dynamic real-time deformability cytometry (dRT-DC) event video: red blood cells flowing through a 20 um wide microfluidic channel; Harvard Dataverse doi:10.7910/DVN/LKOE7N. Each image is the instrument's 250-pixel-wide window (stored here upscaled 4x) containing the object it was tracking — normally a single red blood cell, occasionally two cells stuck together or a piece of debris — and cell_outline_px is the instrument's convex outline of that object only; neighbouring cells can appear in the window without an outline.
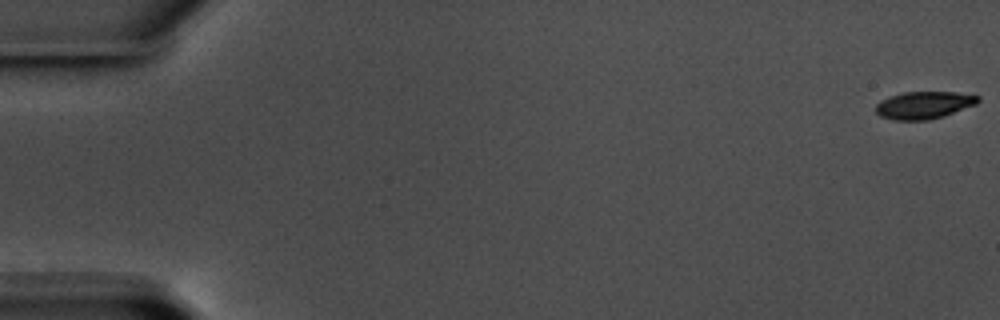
{"species": "common noctule bat (a hibernating species)", "species_latin": "Nyctalus noctula", "temperature_condition": "warm", "stored_images_in_passage": 59, "camera_frame_rate_fps": 3000, "um_per_image_px": 0.085, "animal": {"sex": "male", "body_mass_g": 17.5, "forearm_length_mm": 52.3}, "frame": {"image": 1, "passage_image": 1, "time_ms": 0.0, "image_size_px": [1000, 320], "cell_outline_px": [[980, 100], [976, 104], [944, 116], [928, 120], [892, 120], [880, 116], [876, 112], [876, 104], [880, 100], [888, 96], [904, 92], [956, 92], [980, 96]], "centroid_in_image_um": [78.51, 8.93], "position_along_channel_um": 6.5, "area_um2": 16.42}}
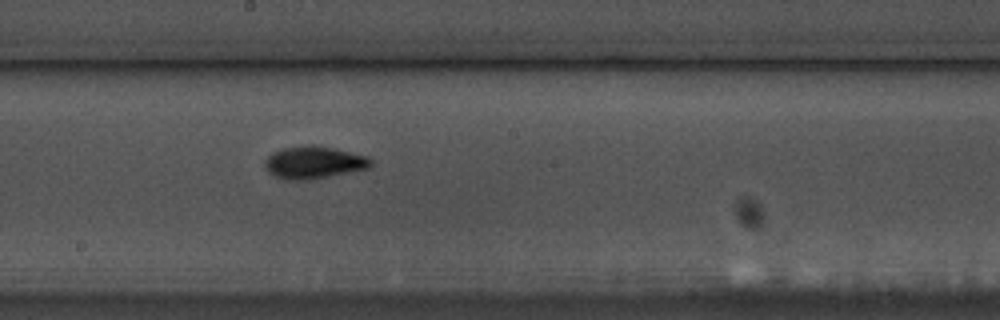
{"frame": {"image": 2, "passage_image": 33, "time_ms": 10.667, "image_size_px": [1000, 320], "cell_outline_px": [[372, 164], [368, 168], [308, 180], [284, 180], [268, 172], [264, 164], [264, 160], [272, 152], [284, 148], [308, 144], [312, 144], [368, 156], [372, 160]], "centroid_in_image_um": [26.64, 13.8], "position_along_channel_um": 221.6, "area_um2": 19.88}}
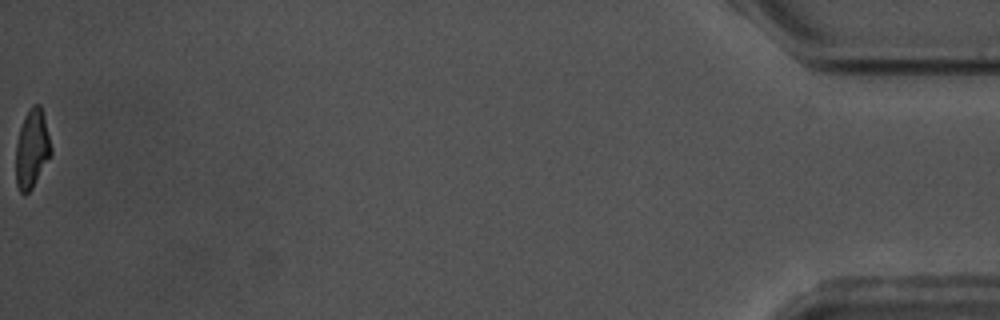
{"frame": {"image": 3, "passage_image": 59, "time_ms": 19.333, "image_size_px": [1000, 320], "cell_outline_px": [[52, 156], [32, 188], [24, 196], [20, 192], [16, 184], [16, 140], [24, 116], [28, 108], [32, 104], [40, 104], [44, 116], [52, 148]], "centroid_in_image_um": [2.72, 12.65], "position_along_channel_um": 432.5, "area_um2": 16.47}, "authors_computed_cell_mechanics": {"area_um2": 17.7446, "velocity_mm_per_s": 3.571, "shape_relaxation_time_tau1_ms": 3.6109, "shape_relaxation_time_tau2_ms": 5.0741, "deformation_change_tau1": 0.1652, "deformation_change_tau2": 0.0857}}